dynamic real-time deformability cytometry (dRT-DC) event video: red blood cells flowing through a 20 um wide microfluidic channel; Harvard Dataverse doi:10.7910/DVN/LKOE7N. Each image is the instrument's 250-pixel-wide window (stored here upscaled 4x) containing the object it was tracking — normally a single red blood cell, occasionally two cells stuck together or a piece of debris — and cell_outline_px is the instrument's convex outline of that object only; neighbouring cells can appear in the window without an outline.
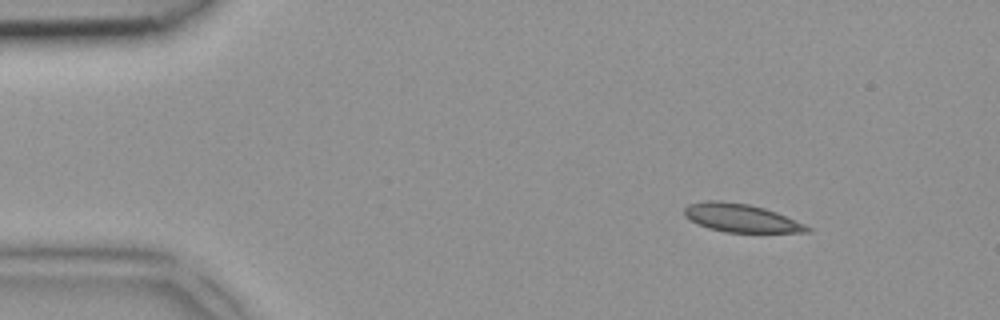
{"species": "common noctule bat (a hibernating species)", "species_latin": "Nyctalus noctula", "temperature_condition": "room temperature", "stored_images_in_passage": 3, "camera_frame_rate_fps": 3000, "um_per_image_px": 0.085, "animal": {"sex": "female", "body_mass_g": 18.4}, "frame": {"image": 1, "passage_image": 1, "time_ms": 0.0, "image_size_px": [1000, 320], "cell_outline_px": [[812, 232], [724, 232], [708, 228], [684, 216], [684, 208], [688, 204], [708, 200], [720, 200], [748, 204], [764, 208], [776, 212], [804, 224], [812, 228]], "centroid_in_image_um": [62.98, 18.52], "position_along_channel_um": 22.0, "area_um2": 20.06}}
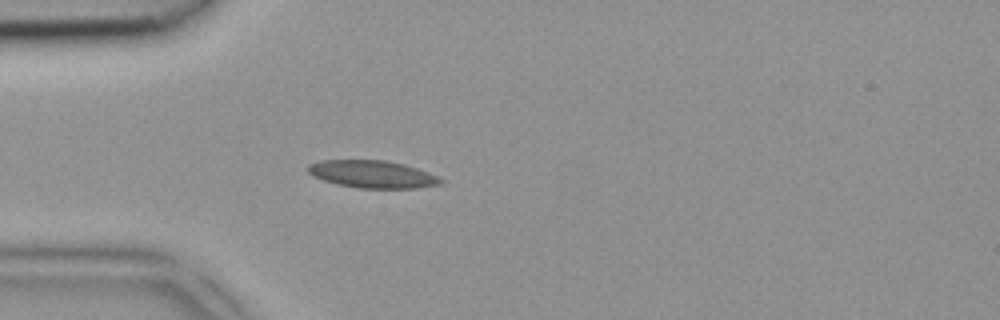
{"frame": {"image": 2, "passage_image": 3, "time_ms": 0.667, "image_size_px": [1000, 320], "cell_outline_px": [[444, 180], [440, 184], [416, 188], [356, 188], [336, 184], [312, 176], [308, 172], [308, 164], [320, 160], [384, 160], [404, 164], [428, 172]], "centroid_in_image_um": [31.62, 14.81], "position_along_channel_um": 53.4, "area_um2": 21.21}}